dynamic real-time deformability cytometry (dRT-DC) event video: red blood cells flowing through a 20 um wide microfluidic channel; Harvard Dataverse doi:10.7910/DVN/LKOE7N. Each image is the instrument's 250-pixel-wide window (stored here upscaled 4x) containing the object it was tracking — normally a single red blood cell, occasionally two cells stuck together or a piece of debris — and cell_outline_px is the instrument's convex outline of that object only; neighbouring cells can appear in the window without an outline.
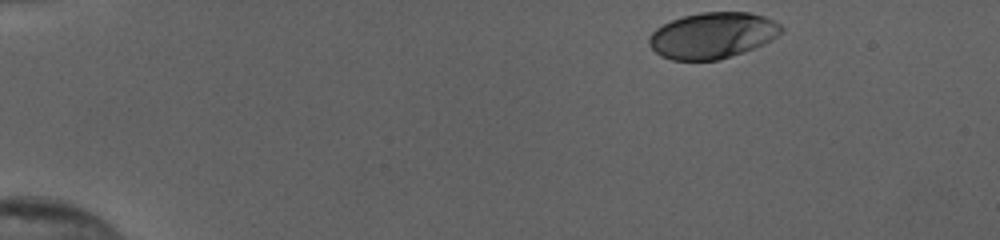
{"species": "human", "species_latin": "Homo sapiens", "temperature_condition": "cold", "stored_images_in_passage": 39, "camera_frame_rate_fps": 3000, "um_per_image_px": 0.085, "donor": {"sex": "female"}, "frame": {"image": 1, "passage_image": 1, "time_ms": 0.0, "image_size_px": [1000, 240], "cell_outline_px": [[784, 32], [772, 40], [764, 44], [744, 52], [720, 60], [672, 60], [660, 56], [648, 44], [648, 36], [656, 28], [672, 20], [684, 16], [700, 12], [748, 12], [764, 16], [780, 24], [784, 28]], "centroid_in_image_um": [60.58, 3.02], "position_along_channel_um": 24.4, "area_um2": 35.72}}
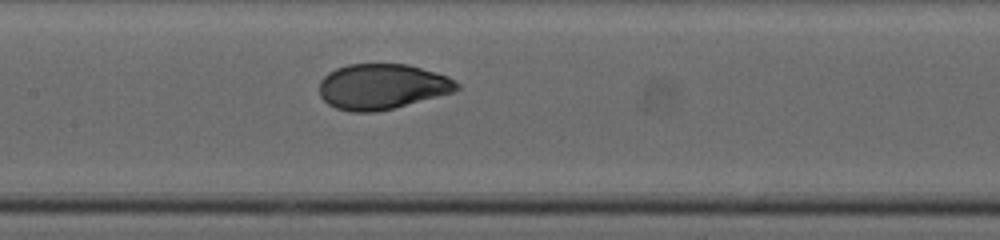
{"frame": {"image": 2, "passage_image": 21, "time_ms": 6.667, "image_size_px": [1000, 240], "cell_outline_px": [[460, 88], [452, 92], [392, 108], [376, 112], [348, 112], [336, 108], [328, 104], [320, 96], [320, 80], [328, 72], [336, 68], [348, 64], [408, 64], [436, 72], [448, 76], [456, 80], [460, 84]], "centroid_in_image_um": [32.46, 7.35], "position_along_channel_um": 174.9, "area_um2": 36.41}}
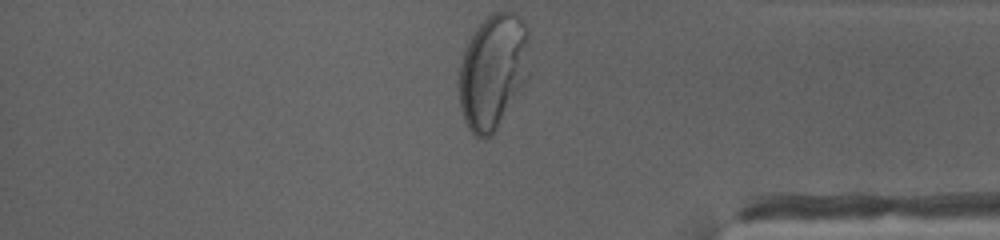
{"frame": {"image": 3, "passage_image": 39, "time_ms": 12.667, "image_size_px": [1000, 240], "cell_outline_px": [[528, 76], [492, 136], [484, 140], [476, 136], [468, 128], [464, 120], [460, 108], [460, 64], [468, 40], [476, 28], [492, 12], [512, 12], [520, 16], [524, 20], [528, 28]], "centroid_in_image_um": [41.91, 6.06], "position_along_channel_um": 393.3, "area_um2": 46.99}, "authors_computed_cell_mechanics": {"area_um2": 36.703, "velocity_mm_per_s": 3.8719, "shape_relaxation_time_tau1_ms": 4.1509, "shape_relaxation_time_tau2_ms": null, "deformation_change_tau1": 0.1864, "deformation_change_tau2": null}}